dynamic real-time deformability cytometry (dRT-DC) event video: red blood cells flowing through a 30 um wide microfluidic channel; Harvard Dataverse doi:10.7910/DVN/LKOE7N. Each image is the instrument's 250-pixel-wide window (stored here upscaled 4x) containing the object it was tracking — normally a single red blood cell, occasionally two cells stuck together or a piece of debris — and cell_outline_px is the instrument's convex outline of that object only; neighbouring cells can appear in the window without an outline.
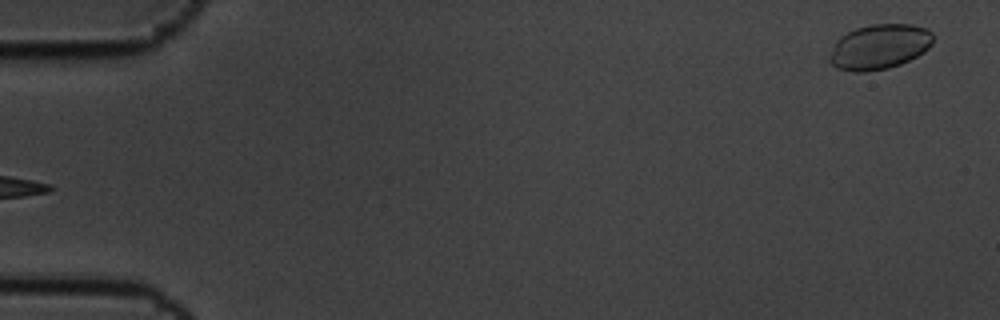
{"species": "common noctule bat (a hibernating species)", "species_latin": "Nyctalus noctula", "temperature_condition": "cold", "stored_images_in_passage": 5, "segment_of_instrument_passage": [2, 2], "camera_frame_rate_fps": 3000, "um_per_image_px": 0.085, "animal": {"sex": "male", "body_mass_g": 19.5, "forearm_length_mm": 54.6}, "frame": {"image": 1, "passage_image": 5, "time_ms": 1.333, "image_size_px": [1000, 320], "cell_outline_px": [[932, 44], [924, 52], [900, 64], [888, 68], [864, 72], [852, 72], [836, 68], [828, 60], [828, 56], [836, 40], [840, 36], [856, 28], [872, 24], [912, 24], [928, 28], [932, 32]], "centroid_in_image_um": [74.73, 3.97], "position_along_channel_um": 10.3, "area_um2": 27.34}}